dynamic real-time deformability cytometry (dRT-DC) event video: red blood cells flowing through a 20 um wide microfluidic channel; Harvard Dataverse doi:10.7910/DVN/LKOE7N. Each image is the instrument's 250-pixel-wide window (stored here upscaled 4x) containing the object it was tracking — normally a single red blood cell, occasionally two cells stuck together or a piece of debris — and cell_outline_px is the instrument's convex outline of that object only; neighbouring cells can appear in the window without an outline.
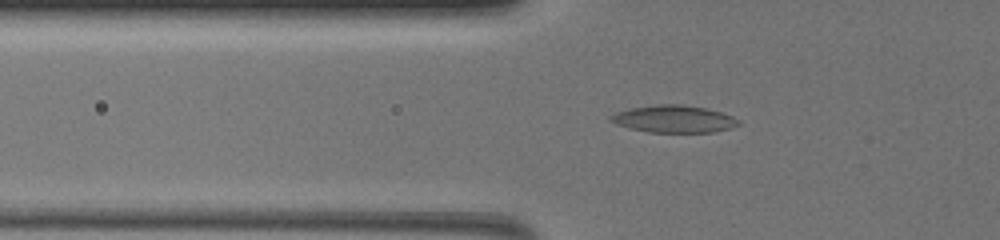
{"species": "common noctule bat (a hibernating species)", "species_latin": "Nyctalus noctula", "temperature_condition": "warm", "stored_images_in_passage": 69, "camera_frame_rate_fps": 3000, "um_per_image_px": 0.085, "animal": {"sex": "female", "body_mass_g": 19.5, "forearm_length_mm": 54.1}, "frame": {"image": 1, "passage_image": 28, "time_ms": 9.0, "image_size_px": [1000, 240], "cell_outline_px": [[740, 124], [728, 128], [712, 132], [648, 132], [616, 124], [608, 120], [608, 116], [616, 112], [632, 108], [660, 104], [680, 104], [704, 108], [720, 112], [732, 116]], "centroid_in_image_um": [57.22, 10.11], "position_along_channel_um": 68.6, "area_um2": 19.94}}
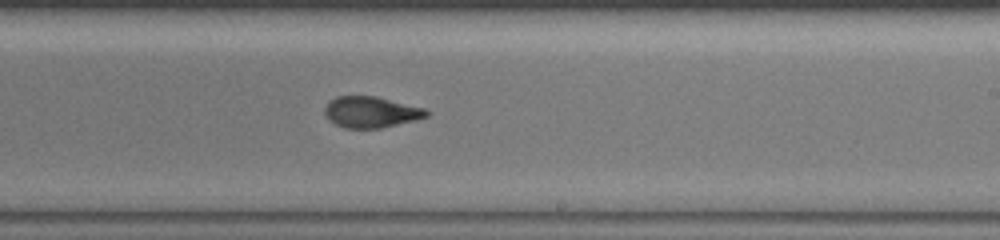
{"frame": {"image": 2, "passage_image": 46, "time_ms": 15.0, "image_size_px": [1000, 240], "cell_outline_px": [[428, 116], [416, 120], [380, 128], [344, 128], [328, 120], [324, 112], [324, 108], [336, 96], [376, 96], [424, 108], [428, 112]], "centroid_in_image_um": [31.52, 9.53], "position_along_channel_um": 257.5, "area_um2": 18.32}}
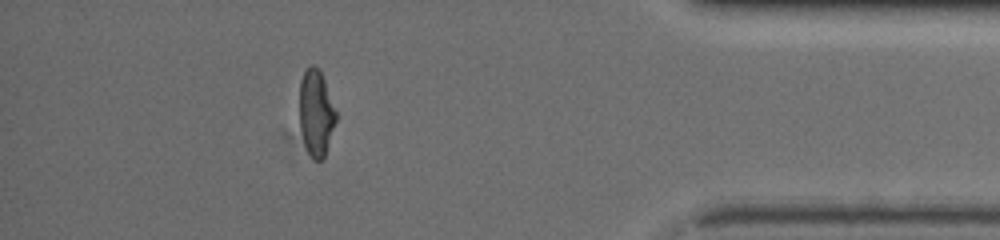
{"frame": {"image": 3, "passage_image": 63, "time_ms": 20.667, "image_size_px": [1000, 240], "cell_outline_px": [[336, 120], [324, 156], [320, 160], [312, 160], [304, 144], [300, 128], [300, 80], [304, 72], [312, 64], [320, 72], [324, 80], [336, 112]], "centroid_in_image_um": [26.85, 9.62], "position_along_channel_um": 408.4, "area_um2": 17.92}, "authors_computed_cell_mechanics": {"area_um2": 19.3052, "velocity_mm_per_s": 3.2399, "shape_relaxation_time_tau1_ms": 8.267, "shape_relaxation_time_tau2_ms": 1.506, "deformation_change_tau1": 0.2555, "deformation_change_tau2": 0.0848}}